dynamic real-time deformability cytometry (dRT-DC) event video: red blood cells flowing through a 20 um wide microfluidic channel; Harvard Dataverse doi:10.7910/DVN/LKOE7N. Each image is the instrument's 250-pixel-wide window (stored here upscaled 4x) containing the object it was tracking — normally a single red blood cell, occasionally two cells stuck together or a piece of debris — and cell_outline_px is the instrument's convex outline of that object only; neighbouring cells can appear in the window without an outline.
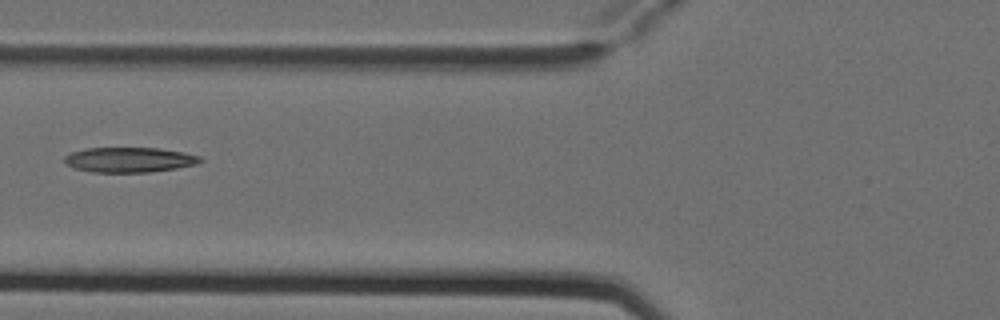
{"species": "Egyptian fruit bat (a non-hibernating species)", "species_latin": "Rousettus aegyptiacus", "temperature_condition": "cold", "stored_images_in_passage": 2, "camera_frame_rate_fps": 3000, "um_per_image_px": 0.085, "animal": {"sex": "female"}, "frame": {"image": 1, "passage_image": 2, "time_ms": 0.333, "image_size_px": [1000, 320], "cell_outline_px": [[204, 160], [196, 164], [176, 168], [148, 172], [92, 172], [76, 168], [64, 164], [64, 156], [72, 152], [88, 148], [156, 148], [184, 152], [200, 156]], "centroid_in_image_um": [10.99, 13.58], "position_along_channel_um": 114.8, "area_um2": 19.71}}